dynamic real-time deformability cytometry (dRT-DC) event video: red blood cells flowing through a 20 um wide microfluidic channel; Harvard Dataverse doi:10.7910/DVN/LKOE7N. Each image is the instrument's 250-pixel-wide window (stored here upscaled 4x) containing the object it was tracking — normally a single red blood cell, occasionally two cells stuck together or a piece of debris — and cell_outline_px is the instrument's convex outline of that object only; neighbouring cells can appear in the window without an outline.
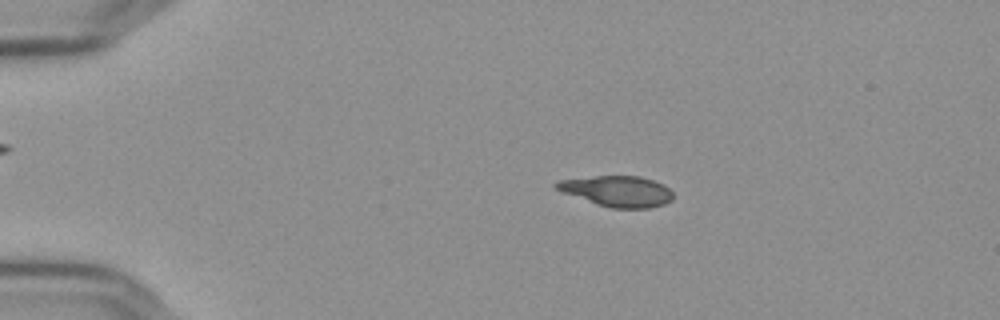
{"species": "Egyptian fruit bat (a non-hibernating species)", "species_latin": "Rousettus aegyptiacus", "temperature_condition": "cold", "stored_images_in_passage": 56, "camera_frame_rate_fps": 3000, "um_per_image_px": 0.085, "frame": {"image": 1, "passage_image": 11, "time_ms": 3.333, "image_size_px": [1000, 320], "cell_outline_px": [[672, 200], [664, 204], [648, 208], [612, 208], [596, 204], [564, 192], [556, 188], [552, 184], [556, 180], [596, 176], [640, 176], [664, 184], [672, 192]], "centroid_in_image_um": [52.47, 16.24], "position_along_channel_um": 32.5, "area_um2": 20.81}}
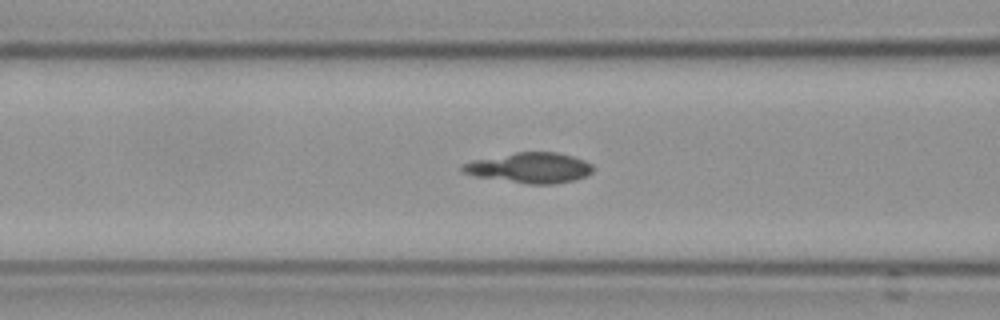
{"frame": {"image": 2, "passage_image": 23, "time_ms": 7.333, "image_size_px": [1000, 320], "cell_outline_px": [[592, 172], [576, 180], [556, 184], [528, 184], [476, 176], [460, 172], [460, 168], [464, 164], [476, 160], [516, 152], [556, 152], [572, 156], [584, 160], [592, 164]], "centroid_in_image_um": [45.06, 14.27], "position_along_channel_um": 121.5, "area_um2": 22.89}}
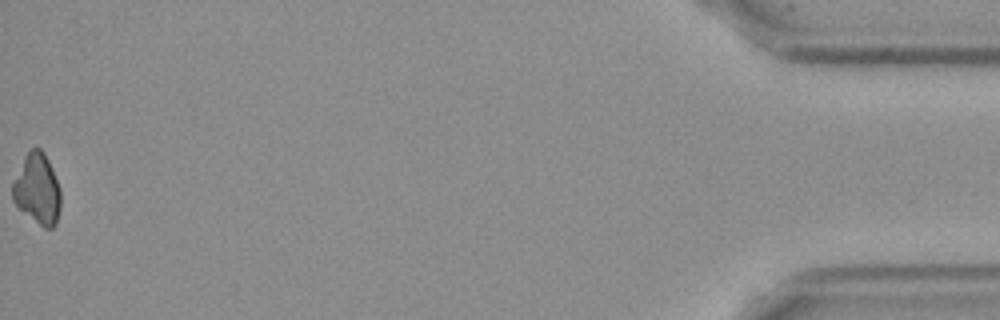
{"frame": {"image": 3, "passage_image": 56, "time_ms": 18.333, "image_size_px": [1000, 320], "cell_outline_px": [[60, 208], [56, 224], [52, 228], [44, 228], [20, 208], [12, 200], [12, 184], [28, 152], [32, 148], [40, 148], [44, 152], [52, 168], [60, 188]], "centroid_in_image_um": [3.19, 16.09], "position_along_channel_um": 432.0, "area_um2": 19.36}}